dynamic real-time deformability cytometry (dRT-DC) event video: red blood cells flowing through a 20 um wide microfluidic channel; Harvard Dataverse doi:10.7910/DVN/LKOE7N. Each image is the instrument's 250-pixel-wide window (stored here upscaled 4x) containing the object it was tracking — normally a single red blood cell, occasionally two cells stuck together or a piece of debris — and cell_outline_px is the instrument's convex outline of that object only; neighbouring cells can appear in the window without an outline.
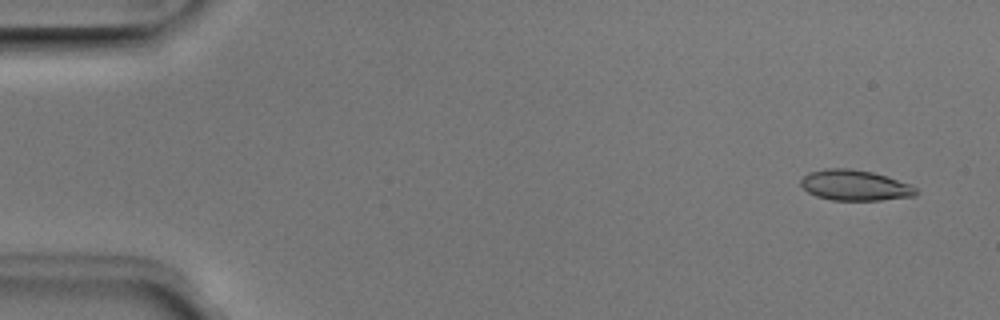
{"species": "Egyptian fruit bat (a non-hibernating species)", "species_latin": "Rousettus aegyptiacus", "temperature_condition": "room temperature", "stored_images_in_passage": 4, "camera_frame_rate_fps": 3000, "um_per_image_px": 0.085, "animal": {"sex": "male"}, "frame": {"image": 1, "passage_image": 1, "time_ms": 0.0, "image_size_px": [1000, 320], "cell_outline_px": [[920, 192], [916, 196], [880, 200], [832, 200], [816, 196], [808, 192], [800, 184], [800, 180], [808, 172], [824, 168], [848, 168], [872, 172], [912, 184]], "centroid_in_image_um": [72.68, 15.75], "position_along_channel_um": 12.3, "area_um2": 20.69}}
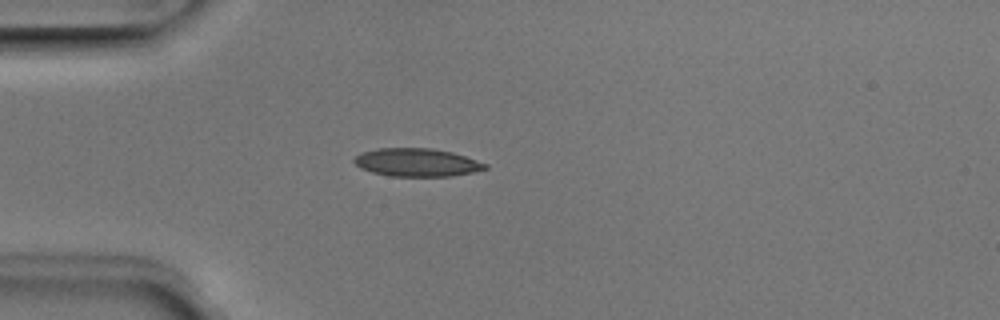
{"frame": {"image": 2, "passage_image": 4, "time_ms": 1.0, "image_size_px": [1000, 320], "cell_outline_px": [[488, 168], [472, 172], [452, 176], [388, 176], [372, 172], [360, 168], [352, 160], [360, 152], [376, 148], [432, 148], [452, 152], [488, 164]], "centroid_in_image_um": [35.4, 13.8], "position_along_channel_um": 49.6, "area_um2": 21.5}}